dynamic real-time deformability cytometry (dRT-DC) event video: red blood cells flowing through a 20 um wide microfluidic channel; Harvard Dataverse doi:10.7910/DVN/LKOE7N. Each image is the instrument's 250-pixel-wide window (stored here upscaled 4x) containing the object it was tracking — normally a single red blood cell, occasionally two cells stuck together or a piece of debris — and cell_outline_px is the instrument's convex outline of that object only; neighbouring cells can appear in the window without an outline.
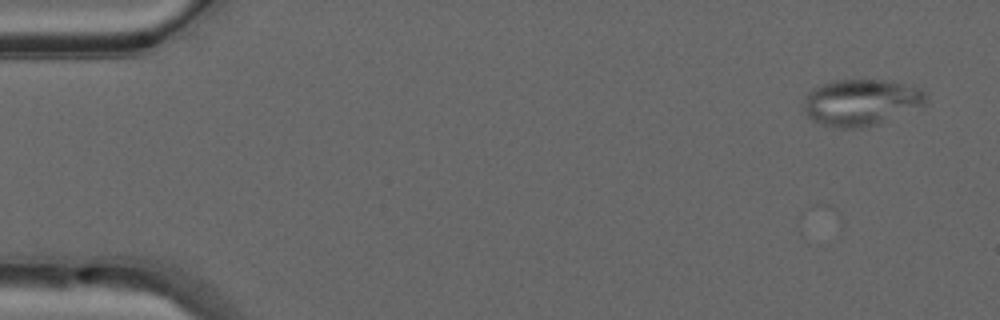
{"species": "common noctule bat (a hibernating species)", "species_latin": "Nyctalus noctula", "temperature_condition": "warm", "stored_images_in_passage": 44, "camera_frame_rate_fps": 3000, "um_per_image_px": 0.085, "animal": {"sex": "male", "forearm_length_mm": 52.5}, "frame": {"image": 1, "passage_image": 1, "time_ms": 0.0, "image_size_px": [1000, 320], "cell_outline_px": [[928, 100], [924, 108], [880, 124], [868, 128], [832, 128], [820, 124], [812, 120], [804, 112], [804, 96], [812, 88], [836, 80], [884, 80], [904, 84], [920, 88], [928, 96]], "centroid_in_image_um": [73.25, 8.74], "position_along_channel_um": 11.7, "area_um2": 34.04}}
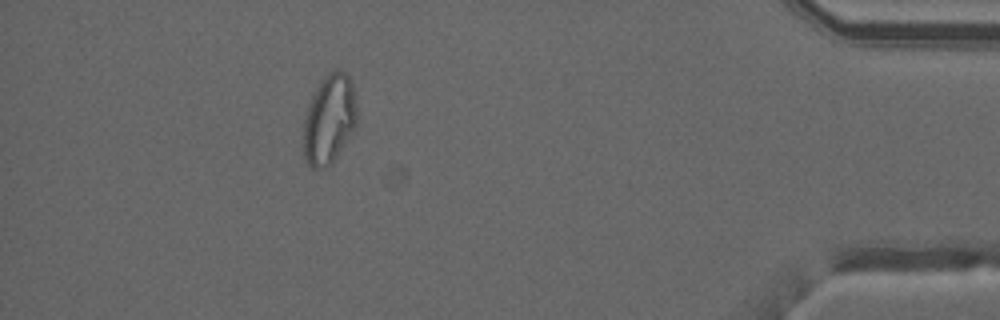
{"frame": {"image": 2, "passage_image": 43, "time_ms": 14.0, "image_size_px": [1000, 320], "cell_outline_px": [[356, 124], [352, 132], [332, 164], [324, 168], [312, 168], [304, 160], [300, 144], [304, 116], [312, 92], [320, 80], [328, 72], [344, 72], [352, 80], [356, 108]], "centroid_in_image_um": [27.91, 10.19], "position_along_channel_um": 407.3, "area_um2": 28.55}}